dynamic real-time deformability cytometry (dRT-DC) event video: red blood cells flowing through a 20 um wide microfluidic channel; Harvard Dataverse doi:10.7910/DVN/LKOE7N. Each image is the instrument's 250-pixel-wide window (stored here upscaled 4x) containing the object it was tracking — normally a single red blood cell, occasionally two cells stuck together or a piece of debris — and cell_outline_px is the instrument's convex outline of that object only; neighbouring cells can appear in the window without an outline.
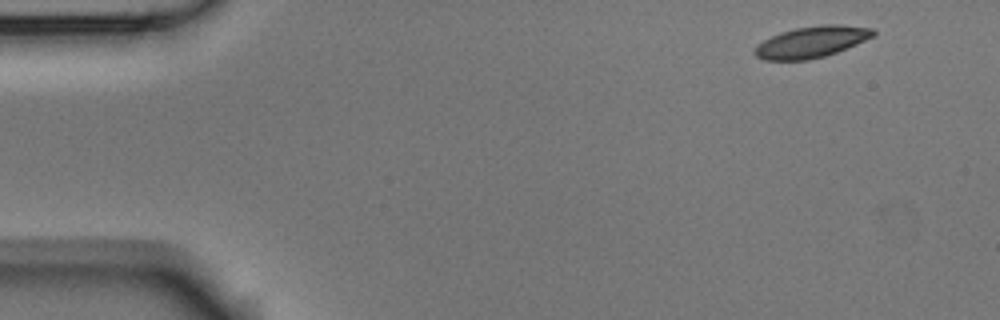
{"species": "Egyptian fruit bat (a non-hibernating species)", "species_latin": "Rousettus aegyptiacus", "temperature_condition": "room temperature", "stored_images_in_passage": 4, "camera_frame_rate_fps": 3000, "um_per_image_px": 0.085, "animal": {"sex": "male"}, "frame": {"image": 1, "passage_image": 1, "time_ms": 0.0, "image_size_px": [1000, 320], "cell_outline_px": [[876, 36], [836, 52], [824, 56], [808, 60], [764, 60], [756, 56], [752, 52], [756, 44], [780, 32], [796, 28], [824, 24], [840, 24], [872, 28], [876, 32]], "centroid_in_image_um": [68.97, 3.56], "position_along_channel_um": 16.0, "area_um2": 21.73}}
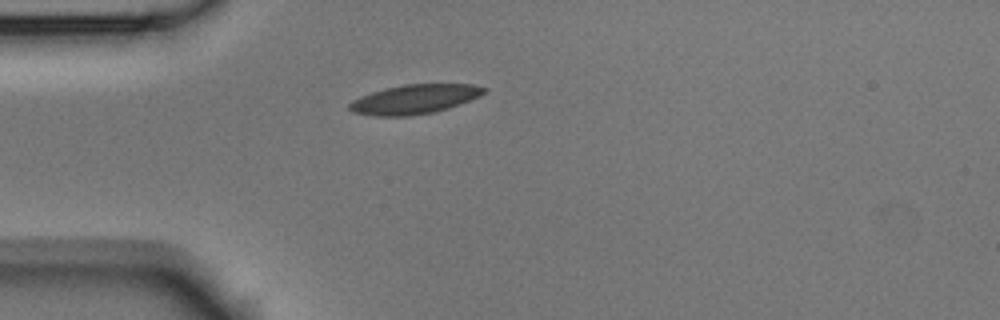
{"frame": {"image": 2, "passage_image": 4, "time_ms": 1.0, "image_size_px": [1000, 320], "cell_outline_px": [[488, 88], [480, 96], [460, 104], [448, 108], [432, 112], [408, 116], [372, 116], [352, 112], [348, 108], [348, 104], [352, 100], [360, 96], [384, 88], [404, 84], [472, 84]], "centroid_in_image_um": [35.2, 8.43], "position_along_channel_um": 49.8, "area_um2": 23.06}}